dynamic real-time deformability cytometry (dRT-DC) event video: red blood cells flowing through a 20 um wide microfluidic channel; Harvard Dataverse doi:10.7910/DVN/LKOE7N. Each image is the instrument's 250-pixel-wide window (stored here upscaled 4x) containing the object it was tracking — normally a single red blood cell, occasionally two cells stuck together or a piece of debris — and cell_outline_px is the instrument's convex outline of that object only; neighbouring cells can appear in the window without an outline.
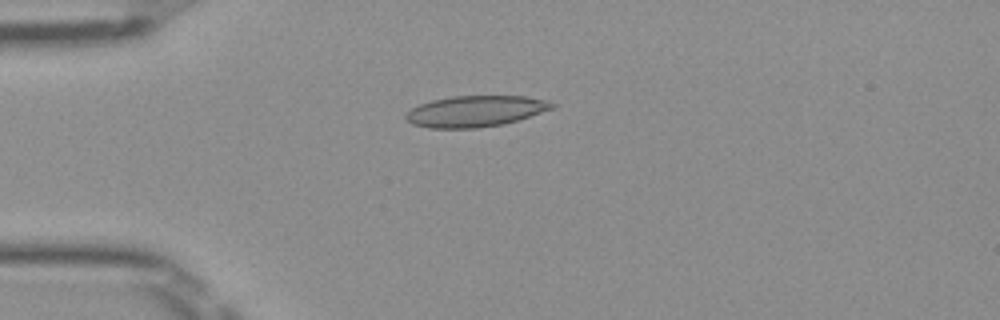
{"species": "Egyptian fruit bat (a non-hibernating species)", "species_latin": "Rousettus aegyptiacus", "temperature_condition": "room temperature", "stored_images_in_passage": 50, "camera_frame_rate_fps": 3000, "um_per_image_px": 0.085, "frame": {"image": 1, "passage_image": 13, "time_ms": 4.0, "image_size_px": [1000, 320], "cell_outline_px": [[556, 104], [552, 108], [504, 124], [476, 128], [428, 128], [412, 124], [404, 116], [412, 108], [420, 104], [432, 100], [452, 96], [524, 96], [548, 100]], "centroid_in_image_um": [40.38, 9.45], "position_along_channel_um": 44.6, "area_um2": 26.24}}
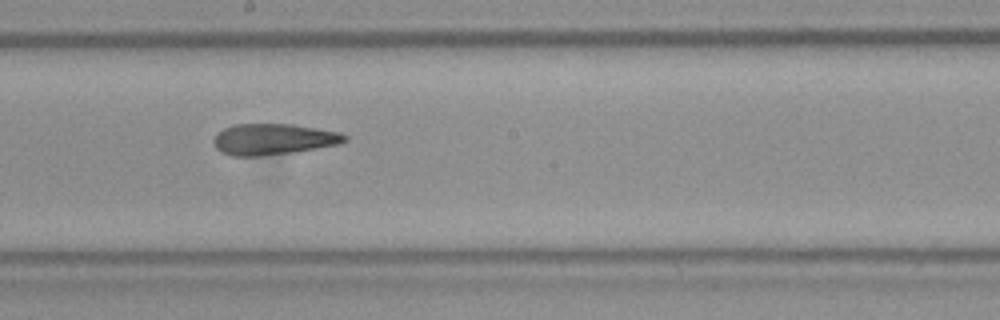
{"frame": {"image": 2, "passage_image": 28, "time_ms": 9.0, "image_size_px": [1000, 320], "cell_outline_px": [[348, 140], [340, 144], [292, 152], [256, 156], [232, 156], [220, 152], [216, 148], [212, 140], [224, 128], [232, 124], [292, 124], [340, 132], [348, 136]], "centroid_in_image_um": [23.24, 11.83], "position_along_channel_um": 225.0, "area_um2": 23.7}}
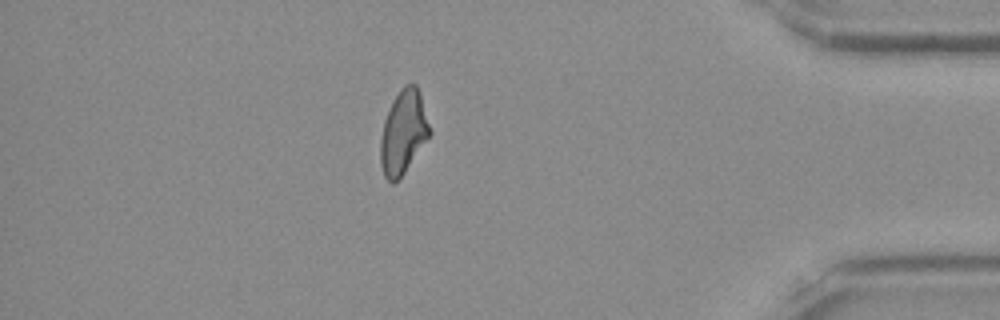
{"frame": {"image": 3, "passage_image": 44, "time_ms": 14.333, "image_size_px": [1000, 320], "cell_outline_px": [[432, 132], [404, 172], [392, 184], [384, 176], [380, 164], [380, 140], [384, 120], [400, 88], [404, 84], [416, 84], [420, 92]], "centroid_in_image_um": [34.28, 11.23], "position_along_channel_um": 400.9, "area_um2": 23.7}, "authors_computed_cell_mechanics": {"area_um2": 24.9696, "velocity_mm_per_s": 4.0151, "shape_relaxation_time_tau1_ms": null, "shape_relaxation_time_tau2_ms": 2.7735, "deformation_change_tau1": null, "deformation_change_tau2": 0.1078}}